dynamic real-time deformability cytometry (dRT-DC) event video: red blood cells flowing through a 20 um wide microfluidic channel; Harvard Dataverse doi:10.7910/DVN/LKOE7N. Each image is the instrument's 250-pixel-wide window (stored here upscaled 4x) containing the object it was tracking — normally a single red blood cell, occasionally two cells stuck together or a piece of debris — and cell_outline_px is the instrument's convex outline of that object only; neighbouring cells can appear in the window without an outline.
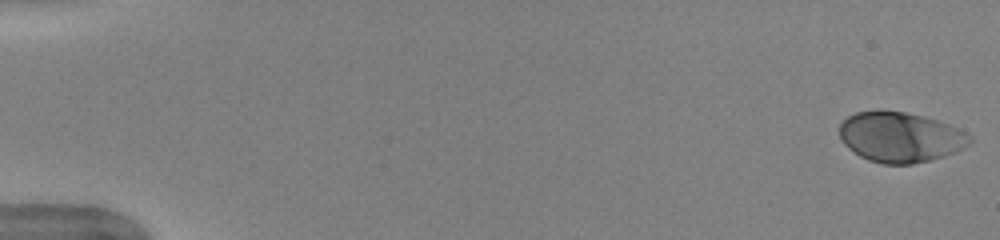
{"species": "human", "species_latin": "Homo sapiens", "temperature_condition": "warm", "stored_images_in_passage": 51, "camera_frame_rate_fps": 3000, "um_per_image_px": 0.085, "donor": {"sex": "female"}, "frame": {"image": 1, "passage_image": 1, "time_ms": 0.0, "image_size_px": [1000, 240], "cell_outline_px": [[972, 144], [956, 152], [944, 156], [912, 164], [880, 164], [868, 160], [860, 156], [848, 148], [840, 140], [840, 124], [848, 116], [856, 112], [904, 112], [936, 120], [948, 124], [972, 136]], "centroid_in_image_um": [76.53, 11.69], "position_along_channel_um": 8.5, "area_um2": 37.74}}
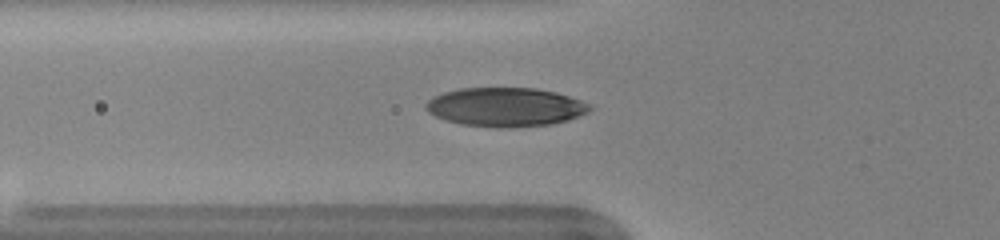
{"frame": {"image": 2, "passage_image": 19, "time_ms": 6.0, "image_size_px": [1000, 240], "cell_outline_px": [[592, 108], [588, 112], [580, 116], [568, 120], [552, 124], [508, 128], [496, 128], [460, 124], [444, 120], [428, 112], [424, 108], [424, 104], [428, 100], [444, 92], [460, 88], [536, 88], [556, 92], [592, 104]], "centroid_in_image_um": [42.97, 9.11], "position_along_channel_um": 82.8, "area_um2": 37.45}}
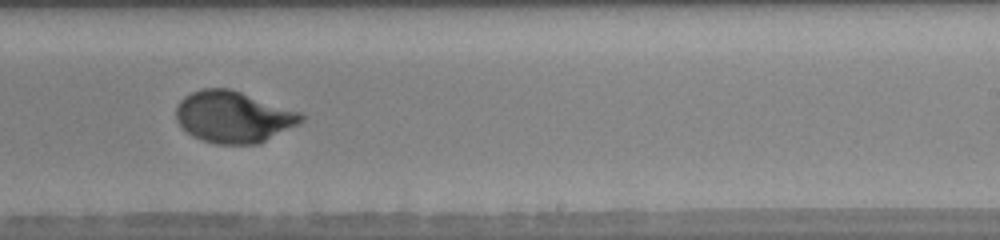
{"frame": {"image": 3, "passage_image": 33, "time_ms": 10.667, "image_size_px": [1000, 240], "cell_outline_px": [[308, 116], [300, 124], [260, 144], [216, 144], [192, 136], [176, 120], [176, 108], [180, 100], [184, 96], [200, 88], [228, 88], [304, 112]], "centroid_in_image_um": [19.91, 9.93], "position_along_channel_um": 269.1, "area_um2": 38.03}, "authors_computed_cell_mechanics": {"area_um2": 37.2232, "velocity_mm_per_s": 3.9799, "shape_relaxation_time_tau1_ms": 3.5021, "shape_relaxation_time_tau2_ms": null, "deformation_change_tau1": 0.1869, "deformation_change_tau2": null}}